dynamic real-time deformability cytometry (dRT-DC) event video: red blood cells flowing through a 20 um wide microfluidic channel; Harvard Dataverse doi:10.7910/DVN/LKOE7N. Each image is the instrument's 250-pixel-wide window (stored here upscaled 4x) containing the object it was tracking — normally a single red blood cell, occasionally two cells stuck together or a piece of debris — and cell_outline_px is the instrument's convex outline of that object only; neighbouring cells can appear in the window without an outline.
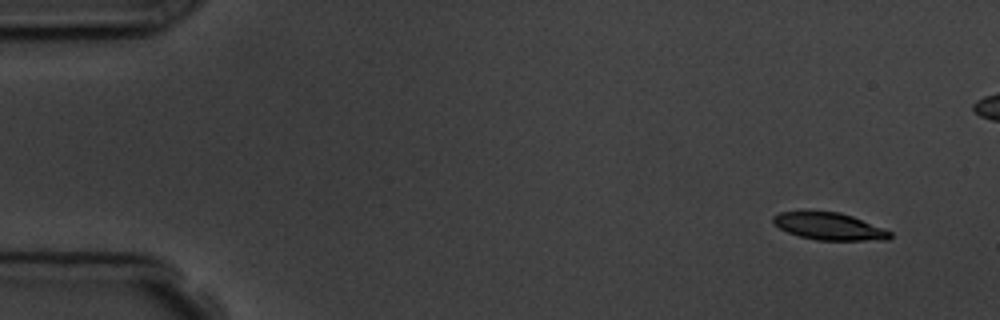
{"species": "common noctule bat (a hibernating species)", "species_latin": "Nyctalus noctula", "temperature_condition": "room temperature", "stored_images_in_passage": 9, "camera_frame_rate_fps": 3000, "um_per_image_px": 0.085, "animal": {"sex": "male", "body_mass_g": 19.5, "forearm_length_mm": 54.6}, "frame": {"image": 1, "passage_image": 1, "time_ms": 0.0, "image_size_px": [1000, 320], "cell_outline_px": [[892, 236], [888, 240], [816, 240], [800, 236], [788, 232], [780, 228], [772, 220], [772, 216], [780, 212], [804, 208], [840, 212], [852, 216], [884, 228], [892, 232]], "centroid_in_image_um": [70.44, 19.19], "position_along_channel_um": 14.6, "area_um2": 19.19}}